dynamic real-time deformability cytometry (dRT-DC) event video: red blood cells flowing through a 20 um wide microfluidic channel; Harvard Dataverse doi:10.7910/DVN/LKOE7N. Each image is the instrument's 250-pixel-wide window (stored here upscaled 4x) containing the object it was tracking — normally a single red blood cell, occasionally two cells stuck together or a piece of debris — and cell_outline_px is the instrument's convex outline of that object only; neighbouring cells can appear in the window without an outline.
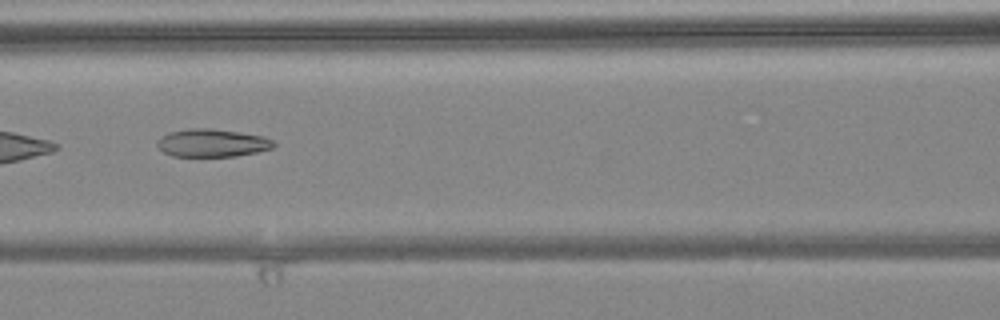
{"species": "common noctule bat (a hibernating species)", "species_latin": "Nyctalus noctula", "temperature_condition": "warm", "stored_images_in_passage": 7, "camera_frame_rate_fps": 3000, "um_per_image_px": 0.085, "animal": {"sex": "female", "body_mass_g": 24.6, "forearm_length_mm": 56.2}, "frame": {"image": 1, "passage_image": 6, "time_ms": 1.667, "image_size_px": [1000, 320], "cell_outline_px": [[276, 144], [272, 148], [256, 152], [236, 156], [172, 156], [164, 152], [156, 144], [156, 140], [168, 132], [188, 128], [212, 128], [264, 136], [272, 140]], "centroid_in_image_um": [18.01, 12.14], "position_along_channel_um": 148.6, "area_um2": 18.96}}
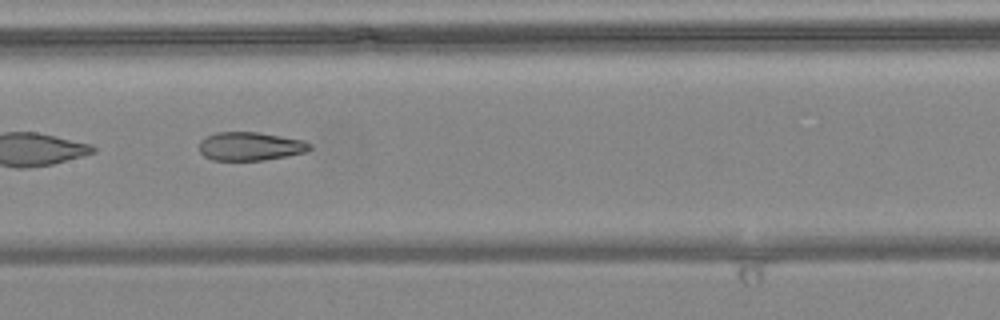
{"frame": {"image": 2, "passage_image": 7, "time_ms": 2.0, "image_size_px": [1000, 320], "cell_outline_px": [[312, 148], [308, 152], [288, 156], [264, 160], [212, 160], [204, 156], [200, 152], [200, 140], [216, 132], [256, 132], [304, 140], [312, 144]], "centroid_in_image_um": [21.31, 12.44], "position_along_channel_um": 186.1, "area_um2": 18.44}}